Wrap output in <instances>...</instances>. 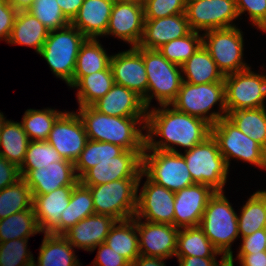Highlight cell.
I'll return each instance as SVG.
<instances>
[{"mask_svg": "<svg viewBox=\"0 0 266 266\" xmlns=\"http://www.w3.org/2000/svg\"><path fill=\"white\" fill-rule=\"evenodd\" d=\"M218 102L220 112L209 113L214 104ZM170 105L176 110L200 118L212 126L221 118L227 117L225 83L192 84L183 81L176 99Z\"/></svg>", "mask_w": 266, "mask_h": 266, "instance_id": "5", "label": "cell"}, {"mask_svg": "<svg viewBox=\"0 0 266 266\" xmlns=\"http://www.w3.org/2000/svg\"><path fill=\"white\" fill-rule=\"evenodd\" d=\"M19 172L32 195H45L62 186H75L79 182L74 163L66 159L50 163L47 167Z\"/></svg>", "mask_w": 266, "mask_h": 266, "instance_id": "19", "label": "cell"}, {"mask_svg": "<svg viewBox=\"0 0 266 266\" xmlns=\"http://www.w3.org/2000/svg\"><path fill=\"white\" fill-rule=\"evenodd\" d=\"M92 106L100 113L117 117H147L149 110L141 96L118 84Z\"/></svg>", "mask_w": 266, "mask_h": 266, "instance_id": "25", "label": "cell"}, {"mask_svg": "<svg viewBox=\"0 0 266 266\" xmlns=\"http://www.w3.org/2000/svg\"><path fill=\"white\" fill-rule=\"evenodd\" d=\"M88 136L80 116L65 111L54 123L47 142L63 159L75 162L85 148Z\"/></svg>", "mask_w": 266, "mask_h": 266, "instance_id": "15", "label": "cell"}, {"mask_svg": "<svg viewBox=\"0 0 266 266\" xmlns=\"http://www.w3.org/2000/svg\"><path fill=\"white\" fill-rule=\"evenodd\" d=\"M98 248L93 266H130V263L120 254L115 252L104 242L94 247L92 252Z\"/></svg>", "mask_w": 266, "mask_h": 266, "instance_id": "48", "label": "cell"}, {"mask_svg": "<svg viewBox=\"0 0 266 266\" xmlns=\"http://www.w3.org/2000/svg\"><path fill=\"white\" fill-rule=\"evenodd\" d=\"M242 243L238 254H254L260 251H266L265 230L255 231L253 234L242 237Z\"/></svg>", "mask_w": 266, "mask_h": 266, "instance_id": "50", "label": "cell"}, {"mask_svg": "<svg viewBox=\"0 0 266 266\" xmlns=\"http://www.w3.org/2000/svg\"><path fill=\"white\" fill-rule=\"evenodd\" d=\"M17 12L7 0H0V40L8 43Z\"/></svg>", "mask_w": 266, "mask_h": 266, "instance_id": "49", "label": "cell"}, {"mask_svg": "<svg viewBox=\"0 0 266 266\" xmlns=\"http://www.w3.org/2000/svg\"><path fill=\"white\" fill-rule=\"evenodd\" d=\"M266 107L231 111L227 118L266 150Z\"/></svg>", "mask_w": 266, "mask_h": 266, "instance_id": "37", "label": "cell"}, {"mask_svg": "<svg viewBox=\"0 0 266 266\" xmlns=\"http://www.w3.org/2000/svg\"><path fill=\"white\" fill-rule=\"evenodd\" d=\"M140 255L168 259L175 256L179 228L136 218Z\"/></svg>", "mask_w": 266, "mask_h": 266, "instance_id": "18", "label": "cell"}, {"mask_svg": "<svg viewBox=\"0 0 266 266\" xmlns=\"http://www.w3.org/2000/svg\"><path fill=\"white\" fill-rule=\"evenodd\" d=\"M63 113L51 108L27 109L21 124L30 141H47L54 123Z\"/></svg>", "mask_w": 266, "mask_h": 266, "instance_id": "41", "label": "cell"}, {"mask_svg": "<svg viewBox=\"0 0 266 266\" xmlns=\"http://www.w3.org/2000/svg\"><path fill=\"white\" fill-rule=\"evenodd\" d=\"M49 30L28 10L18 11L8 43L35 48L39 54Z\"/></svg>", "mask_w": 266, "mask_h": 266, "instance_id": "27", "label": "cell"}, {"mask_svg": "<svg viewBox=\"0 0 266 266\" xmlns=\"http://www.w3.org/2000/svg\"><path fill=\"white\" fill-rule=\"evenodd\" d=\"M29 238L13 239L0 243V266H29L35 262L27 249Z\"/></svg>", "mask_w": 266, "mask_h": 266, "instance_id": "45", "label": "cell"}, {"mask_svg": "<svg viewBox=\"0 0 266 266\" xmlns=\"http://www.w3.org/2000/svg\"><path fill=\"white\" fill-rule=\"evenodd\" d=\"M238 15L247 11L253 26L266 31V0H235Z\"/></svg>", "mask_w": 266, "mask_h": 266, "instance_id": "47", "label": "cell"}, {"mask_svg": "<svg viewBox=\"0 0 266 266\" xmlns=\"http://www.w3.org/2000/svg\"><path fill=\"white\" fill-rule=\"evenodd\" d=\"M137 233L136 218L118 220L104 243L131 264L140 255Z\"/></svg>", "mask_w": 266, "mask_h": 266, "instance_id": "30", "label": "cell"}, {"mask_svg": "<svg viewBox=\"0 0 266 266\" xmlns=\"http://www.w3.org/2000/svg\"><path fill=\"white\" fill-rule=\"evenodd\" d=\"M237 215L224 191H216L199 223L200 229L225 257L233 256L231 246L239 236Z\"/></svg>", "mask_w": 266, "mask_h": 266, "instance_id": "3", "label": "cell"}, {"mask_svg": "<svg viewBox=\"0 0 266 266\" xmlns=\"http://www.w3.org/2000/svg\"><path fill=\"white\" fill-rule=\"evenodd\" d=\"M17 11L28 10L35 0H7Z\"/></svg>", "mask_w": 266, "mask_h": 266, "instance_id": "56", "label": "cell"}, {"mask_svg": "<svg viewBox=\"0 0 266 266\" xmlns=\"http://www.w3.org/2000/svg\"><path fill=\"white\" fill-rule=\"evenodd\" d=\"M70 244L62 235L44 233L40 246L37 264L35 266H80Z\"/></svg>", "mask_w": 266, "mask_h": 266, "instance_id": "29", "label": "cell"}, {"mask_svg": "<svg viewBox=\"0 0 266 266\" xmlns=\"http://www.w3.org/2000/svg\"><path fill=\"white\" fill-rule=\"evenodd\" d=\"M111 67L83 76L73 87L78 88L79 107L92 106L104 97L114 85Z\"/></svg>", "mask_w": 266, "mask_h": 266, "instance_id": "34", "label": "cell"}, {"mask_svg": "<svg viewBox=\"0 0 266 266\" xmlns=\"http://www.w3.org/2000/svg\"><path fill=\"white\" fill-rule=\"evenodd\" d=\"M33 207L31 189L21 177L0 190V220Z\"/></svg>", "mask_w": 266, "mask_h": 266, "instance_id": "40", "label": "cell"}, {"mask_svg": "<svg viewBox=\"0 0 266 266\" xmlns=\"http://www.w3.org/2000/svg\"><path fill=\"white\" fill-rule=\"evenodd\" d=\"M63 160L58 151L47 141H30L25 160L19 170H35Z\"/></svg>", "mask_w": 266, "mask_h": 266, "instance_id": "43", "label": "cell"}, {"mask_svg": "<svg viewBox=\"0 0 266 266\" xmlns=\"http://www.w3.org/2000/svg\"><path fill=\"white\" fill-rule=\"evenodd\" d=\"M114 0H84L71 24L86 38L105 36Z\"/></svg>", "mask_w": 266, "mask_h": 266, "instance_id": "26", "label": "cell"}, {"mask_svg": "<svg viewBox=\"0 0 266 266\" xmlns=\"http://www.w3.org/2000/svg\"><path fill=\"white\" fill-rule=\"evenodd\" d=\"M227 114L235 110L265 106L266 75L254 73L251 68L224 76Z\"/></svg>", "mask_w": 266, "mask_h": 266, "instance_id": "12", "label": "cell"}, {"mask_svg": "<svg viewBox=\"0 0 266 266\" xmlns=\"http://www.w3.org/2000/svg\"><path fill=\"white\" fill-rule=\"evenodd\" d=\"M37 233L40 229L33 207L0 220V243L29 238Z\"/></svg>", "mask_w": 266, "mask_h": 266, "instance_id": "38", "label": "cell"}, {"mask_svg": "<svg viewBox=\"0 0 266 266\" xmlns=\"http://www.w3.org/2000/svg\"><path fill=\"white\" fill-rule=\"evenodd\" d=\"M124 150L116 144L88 140L85 148L74 162L77 178L79 179L88 169L96 166L99 162L119 156Z\"/></svg>", "mask_w": 266, "mask_h": 266, "instance_id": "39", "label": "cell"}, {"mask_svg": "<svg viewBox=\"0 0 266 266\" xmlns=\"http://www.w3.org/2000/svg\"><path fill=\"white\" fill-rule=\"evenodd\" d=\"M114 2H127V3L136 4L139 6H144L145 0H114Z\"/></svg>", "mask_w": 266, "mask_h": 266, "instance_id": "57", "label": "cell"}, {"mask_svg": "<svg viewBox=\"0 0 266 266\" xmlns=\"http://www.w3.org/2000/svg\"><path fill=\"white\" fill-rule=\"evenodd\" d=\"M202 45V35L191 31L182 38L174 39L163 44L157 50L170 62L182 65Z\"/></svg>", "mask_w": 266, "mask_h": 266, "instance_id": "42", "label": "cell"}, {"mask_svg": "<svg viewBox=\"0 0 266 266\" xmlns=\"http://www.w3.org/2000/svg\"><path fill=\"white\" fill-rule=\"evenodd\" d=\"M137 195V207L134 218L151 223L171 224L174 226L175 192L157 185L148 178Z\"/></svg>", "mask_w": 266, "mask_h": 266, "instance_id": "16", "label": "cell"}, {"mask_svg": "<svg viewBox=\"0 0 266 266\" xmlns=\"http://www.w3.org/2000/svg\"><path fill=\"white\" fill-rule=\"evenodd\" d=\"M111 57L112 55L106 53L98 39L87 38L81 45L76 59L72 88L83 76L107 69Z\"/></svg>", "mask_w": 266, "mask_h": 266, "instance_id": "31", "label": "cell"}, {"mask_svg": "<svg viewBox=\"0 0 266 266\" xmlns=\"http://www.w3.org/2000/svg\"><path fill=\"white\" fill-rule=\"evenodd\" d=\"M78 110L88 140L116 144L128 151H144L146 135L142 130H145L147 117L110 116L100 113L93 106L79 107Z\"/></svg>", "mask_w": 266, "mask_h": 266, "instance_id": "2", "label": "cell"}, {"mask_svg": "<svg viewBox=\"0 0 266 266\" xmlns=\"http://www.w3.org/2000/svg\"><path fill=\"white\" fill-rule=\"evenodd\" d=\"M84 0H57L59 7L63 14L72 21L73 18L78 14L81 5Z\"/></svg>", "mask_w": 266, "mask_h": 266, "instance_id": "54", "label": "cell"}, {"mask_svg": "<svg viewBox=\"0 0 266 266\" xmlns=\"http://www.w3.org/2000/svg\"><path fill=\"white\" fill-rule=\"evenodd\" d=\"M116 221L108 215L92 214L79 221L62 236L75 248L91 252L94 247L105 242Z\"/></svg>", "mask_w": 266, "mask_h": 266, "instance_id": "24", "label": "cell"}, {"mask_svg": "<svg viewBox=\"0 0 266 266\" xmlns=\"http://www.w3.org/2000/svg\"><path fill=\"white\" fill-rule=\"evenodd\" d=\"M183 81L192 84L224 82V76L217 68L216 62L201 45L197 51L181 65Z\"/></svg>", "mask_w": 266, "mask_h": 266, "instance_id": "28", "label": "cell"}, {"mask_svg": "<svg viewBox=\"0 0 266 266\" xmlns=\"http://www.w3.org/2000/svg\"><path fill=\"white\" fill-rule=\"evenodd\" d=\"M185 15L192 31L234 27L239 17L235 0L186 1Z\"/></svg>", "mask_w": 266, "mask_h": 266, "instance_id": "13", "label": "cell"}, {"mask_svg": "<svg viewBox=\"0 0 266 266\" xmlns=\"http://www.w3.org/2000/svg\"><path fill=\"white\" fill-rule=\"evenodd\" d=\"M95 214L90 189L78 182L71 192L69 205L63 210L59 222V235H63L82 219Z\"/></svg>", "mask_w": 266, "mask_h": 266, "instance_id": "33", "label": "cell"}, {"mask_svg": "<svg viewBox=\"0 0 266 266\" xmlns=\"http://www.w3.org/2000/svg\"><path fill=\"white\" fill-rule=\"evenodd\" d=\"M142 173L152 182L172 192L196 184L182 153L179 152L148 149L145 146L142 154Z\"/></svg>", "mask_w": 266, "mask_h": 266, "instance_id": "8", "label": "cell"}, {"mask_svg": "<svg viewBox=\"0 0 266 266\" xmlns=\"http://www.w3.org/2000/svg\"><path fill=\"white\" fill-rule=\"evenodd\" d=\"M21 178L19 168L0 155V190Z\"/></svg>", "mask_w": 266, "mask_h": 266, "instance_id": "51", "label": "cell"}, {"mask_svg": "<svg viewBox=\"0 0 266 266\" xmlns=\"http://www.w3.org/2000/svg\"><path fill=\"white\" fill-rule=\"evenodd\" d=\"M241 266H266V251L252 254H237Z\"/></svg>", "mask_w": 266, "mask_h": 266, "instance_id": "53", "label": "cell"}, {"mask_svg": "<svg viewBox=\"0 0 266 266\" xmlns=\"http://www.w3.org/2000/svg\"><path fill=\"white\" fill-rule=\"evenodd\" d=\"M87 38L71 23L64 28L49 31L39 54L48 63L56 77L72 87L76 59Z\"/></svg>", "mask_w": 266, "mask_h": 266, "instance_id": "4", "label": "cell"}, {"mask_svg": "<svg viewBox=\"0 0 266 266\" xmlns=\"http://www.w3.org/2000/svg\"><path fill=\"white\" fill-rule=\"evenodd\" d=\"M28 11L49 31L64 28L71 23L63 14L57 0H35Z\"/></svg>", "mask_w": 266, "mask_h": 266, "instance_id": "44", "label": "cell"}, {"mask_svg": "<svg viewBox=\"0 0 266 266\" xmlns=\"http://www.w3.org/2000/svg\"><path fill=\"white\" fill-rule=\"evenodd\" d=\"M222 255L197 227L179 228L175 256L216 257Z\"/></svg>", "mask_w": 266, "mask_h": 266, "instance_id": "35", "label": "cell"}, {"mask_svg": "<svg viewBox=\"0 0 266 266\" xmlns=\"http://www.w3.org/2000/svg\"><path fill=\"white\" fill-rule=\"evenodd\" d=\"M185 0H145L144 18L158 19L185 13Z\"/></svg>", "mask_w": 266, "mask_h": 266, "instance_id": "46", "label": "cell"}, {"mask_svg": "<svg viewBox=\"0 0 266 266\" xmlns=\"http://www.w3.org/2000/svg\"><path fill=\"white\" fill-rule=\"evenodd\" d=\"M170 107L161 105L158 109L147 111L145 135L148 149L178 153L175 146H180L188 151L211 136V125L208 122ZM154 136L162 139L156 141Z\"/></svg>", "mask_w": 266, "mask_h": 266, "instance_id": "1", "label": "cell"}, {"mask_svg": "<svg viewBox=\"0 0 266 266\" xmlns=\"http://www.w3.org/2000/svg\"><path fill=\"white\" fill-rule=\"evenodd\" d=\"M264 230H265V242H266V227L264 228Z\"/></svg>", "mask_w": 266, "mask_h": 266, "instance_id": "60", "label": "cell"}, {"mask_svg": "<svg viewBox=\"0 0 266 266\" xmlns=\"http://www.w3.org/2000/svg\"><path fill=\"white\" fill-rule=\"evenodd\" d=\"M211 135L217 141L228 168L230 158H235L266 170V150L239 130L227 117L211 126Z\"/></svg>", "mask_w": 266, "mask_h": 266, "instance_id": "10", "label": "cell"}, {"mask_svg": "<svg viewBox=\"0 0 266 266\" xmlns=\"http://www.w3.org/2000/svg\"><path fill=\"white\" fill-rule=\"evenodd\" d=\"M139 179H120L99 185H84L90 189L95 214L108 215L118 220L130 219L135 216Z\"/></svg>", "mask_w": 266, "mask_h": 266, "instance_id": "7", "label": "cell"}, {"mask_svg": "<svg viewBox=\"0 0 266 266\" xmlns=\"http://www.w3.org/2000/svg\"><path fill=\"white\" fill-rule=\"evenodd\" d=\"M237 216L238 232L241 237L253 234L266 227V190L256 191L241 208Z\"/></svg>", "mask_w": 266, "mask_h": 266, "instance_id": "36", "label": "cell"}, {"mask_svg": "<svg viewBox=\"0 0 266 266\" xmlns=\"http://www.w3.org/2000/svg\"><path fill=\"white\" fill-rule=\"evenodd\" d=\"M164 258L139 255L130 266H166Z\"/></svg>", "mask_w": 266, "mask_h": 266, "instance_id": "55", "label": "cell"}, {"mask_svg": "<svg viewBox=\"0 0 266 266\" xmlns=\"http://www.w3.org/2000/svg\"><path fill=\"white\" fill-rule=\"evenodd\" d=\"M144 151L124 150L119 156L99 162L80 178L83 185H99L120 179H139Z\"/></svg>", "mask_w": 266, "mask_h": 266, "instance_id": "14", "label": "cell"}, {"mask_svg": "<svg viewBox=\"0 0 266 266\" xmlns=\"http://www.w3.org/2000/svg\"><path fill=\"white\" fill-rule=\"evenodd\" d=\"M185 13L158 19H145L141 48L158 49L163 44L182 38L191 32Z\"/></svg>", "mask_w": 266, "mask_h": 266, "instance_id": "23", "label": "cell"}, {"mask_svg": "<svg viewBox=\"0 0 266 266\" xmlns=\"http://www.w3.org/2000/svg\"><path fill=\"white\" fill-rule=\"evenodd\" d=\"M110 67L115 84L136 92L142 98L147 94L148 78L143 62V48L132 47L112 55Z\"/></svg>", "mask_w": 266, "mask_h": 266, "instance_id": "17", "label": "cell"}, {"mask_svg": "<svg viewBox=\"0 0 266 266\" xmlns=\"http://www.w3.org/2000/svg\"><path fill=\"white\" fill-rule=\"evenodd\" d=\"M179 266H224L226 257L222 255L220 264L217 263L216 257H193L177 256Z\"/></svg>", "mask_w": 266, "mask_h": 266, "instance_id": "52", "label": "cell"}, {"mask_svg": "<svg viewBox=\"0 0 266 266\" xmlns=\"http://www.w3.org/2000/svg\"><path fill=\"white\" fill-rule=\"evenodd\" d=\"M144 8L127 2H114L105 35H113L130 47H137L144 32Z\"/></svg>", "mask_w": 266, "mask_h": 266, "instance_id": "21", "label": "cell"}, {"mask_svg": "<svg viewBox=\"0 0 266 266\" xmlns=\"http://www.w3.org/2000/svg\"><path fill=\"white\" fill-rule=\"evenodd\" d=\"M73 187L62 186L45 195H32L40 232L59 235L60 217L69 205Z\"/></svg>", "mask_w": 266, "mask_h": 266, "instance_id": "22", "label": "cell"}, {"mask_svg": "<svg viewBox=\"0 0 266 266\" xmlns=\"http://www.w3.org/2000/svg\"><path fill=\"white\" fill-rule=\"evenodd\" d=\"M185 152L182 155L193 181L209 185L215 191H223L229 168L212 135Z\"/></svg>", "mask_w": 266, "mask_h": 266, "instance_id": "9", "label": "cell"}, {"mask_svg": "<svg viewBox=\"0 0 266 266\" xmlns=\"http://www.w3.org/2000/svg\"><path fill=\"white\" fill-rule=\"evenodd\" d=\"M30 140L21 122L5 120L0 132V155L9 162L21 167L25 160Z\"/></svg>", "mask_w": 266, "mask_h": 266, "instance_id": "32", "label": "cell"}, {"mask_svg": "<svg viewBox=\"0 0 266 266\" xmlns=\"http://www.w3.org/2000/svg\"><path fill=\"white\" fill-rule=\"evenodd\" d=\"M216 191L206 184H194L175 192L174 226L197 227L209 199Z\"/></svg>", "mask_w": 266, "mask_h": 266, "instance_id": "20", "label": "cell"}, {"mask_svg": "<svg viewBox=\"0 0 266 266\" xmlns=\"http://www.w3.org/2000/svg\"><path fill=\"white\" fill-rule=\"evenodd\" d=\"M143 62L148 78L147 94L142 98L146 108L154 97L159 106L170 105L183 82L181 66L168 61L157 49L143 48Z\"/></svg>", "mask_w": 266, "mask_h": 266, "instance_id": "6", "label": "cell"}, {"mask_svg": "<svg viewBox=\"0 0 266 266\" xmlns=\"http://www.w3.org/2000/svg\"><path fill=\"white\" fill-rule=\"evenodd\" d=\"M243 32L236 26L205 31L202 45L223 76L250 68L243 61Z\"/></svg>", "mask_w": 266, "mask_h": 266, "instance_id": "11", "label": "cell"}, {"mask_svg": "<svg viewBox=\"0 0 266 266\" xmlns=\"http://www.w3.org/2000/svg\"><path fill=\"white\" fill-rule=\"evenodd\" d=\"M224 266H234V258H233V256L226 257Z\"/></svg>", "mask_w": 266, "mask_h": 266, "instance_id": "58", "label": "cell"}, {"mask_svg": "<svg viewBox=\"0 0 266 266\" xmlns=\"http://www.w3.org/2000/svg\"><path fill=\"white\" fill-rule=\"evenodd\" d=\"M5 120L6 118L4 117L3 113L0 112V132H1V128Z\"/></svg>", "mask_w": 266, "mask_h": 266, "instance_id": "59", "label": "cell"}]
</instances>
